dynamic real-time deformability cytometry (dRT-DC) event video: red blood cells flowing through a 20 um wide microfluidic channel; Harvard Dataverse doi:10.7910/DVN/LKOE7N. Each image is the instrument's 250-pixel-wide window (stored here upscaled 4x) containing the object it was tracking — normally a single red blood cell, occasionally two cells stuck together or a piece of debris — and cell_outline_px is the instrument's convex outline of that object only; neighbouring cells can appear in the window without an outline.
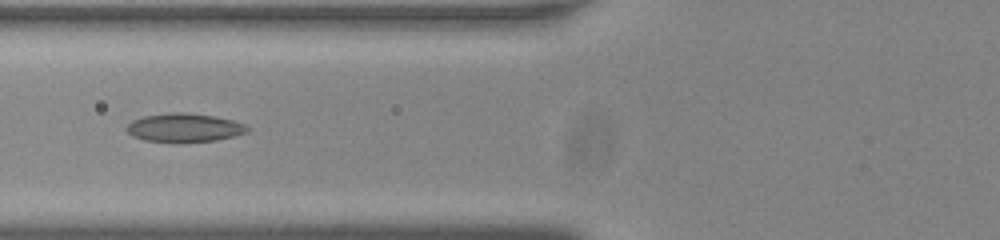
{"species": "common noctule bat (a hibernating species)", "species_latin": "Nyctalus noctula", "temperature_condition": "room temperature", "stored_images_in_passage": 39, "camera_frame_rate_fps": 3000, "um_per_image_px": 0.085, "animal": {"sex": "male", "body_mass_g": 20.0, "forearm_length_mm": 53.3}, "frame": {"image": 1, "passage_image": 7, "time_ms": 2.0, "image_size_px": [1000, 240], "cell_outline_px": [[248, 132], [236, 136], [216, 140], [144, 140], [132, 136], [128, 132], [128, 124], [132, 120], [144, 116], [172, 112], [184, 112], [212, 116], [232, 120], [244, 124], [248, 128]], "centroid_in_image_um": [15.68, 10.82], "position_along_channel_um": 110.1, "area_um2": 19.36}}
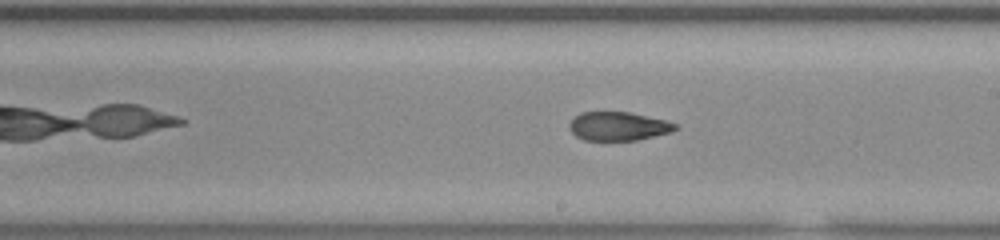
{"frame": {"image": 2, "passage_image": 17, "time_ms": 5.333, "image_size_px": [1000, 240], "cell_outline_px": [[680, 128], [672, 132], [636, 140], [584, 140], [576, 136], [568, 128], [568, 124], [580, 112], [628, 112], [664, 120], [676, 124]], "centroid_in_image_um": [52.55, 10.73], "position_along_channel_um": 236.5, "area_um2": 17.63}}
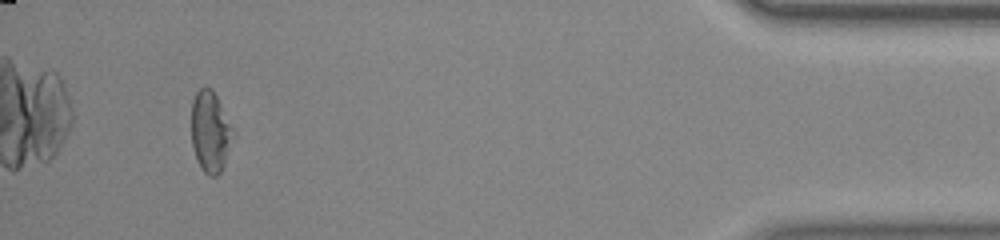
{"frame": {"image": 3, "passage_image": 36, "time_ms": 11.667, "image_size_px": [1000, 240], "cell_outline_px": [[232, 128], [224, 164], [220, 172], [216, 176], [208, 176], [200, 168], [196, 160], [192, 144], [192, 100], [196, 92], [204, 84], [212, 88]], "centroid_in_image_um": [17.81, 11.17], "position_along_channel_um": 417.4, "area_um2": 19.13}, "authors_computed_cell_mechanics": {"area_um2": 19.3052, "velocity_mm_per_s": 3.7857, "shape_relaxation_time_tau1_ms": null, "shape_relaxation_time_tau2_ms": 2.3248, "deformation_change_tau1": null, "deformation_change_tau2": 0.093}}